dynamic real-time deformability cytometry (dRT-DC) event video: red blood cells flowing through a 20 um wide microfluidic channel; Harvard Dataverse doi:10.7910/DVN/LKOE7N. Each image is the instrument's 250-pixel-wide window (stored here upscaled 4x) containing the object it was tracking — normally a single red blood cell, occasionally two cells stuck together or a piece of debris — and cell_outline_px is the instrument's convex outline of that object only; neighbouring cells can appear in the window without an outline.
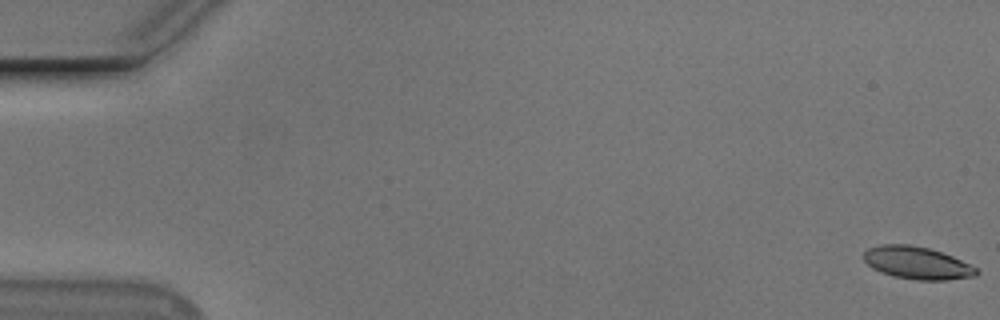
{"species": "Egyptian fruit bat (a non-hibernating species)", "species_latin": "Rousettus aegyptiacus", "temperature_condition": "cold", "stored_images_in_passage": 34, "camera_frame_rate_fps": 3000, "um_per_image_px": 0.085, "animal": {"sex": "male"}, "frame": {"image": 1, "passage_image": 1, "time_ms": 0.0, "image_size_px": [1000, 320], "cell_outline_px": [[980, 272], [976, 276], [948, 280], [916, 280], [892, 276], [880, 272], [872, 268], [864, 260], [864, 252], [868, 248], [880, 244], [908, 244], [928, 248], [952, 256], [976, 268]], "centroid_in_image_um": [77.93, 22.35], "position_along_channel_um": 7.1, "area_um2": 21.33}}
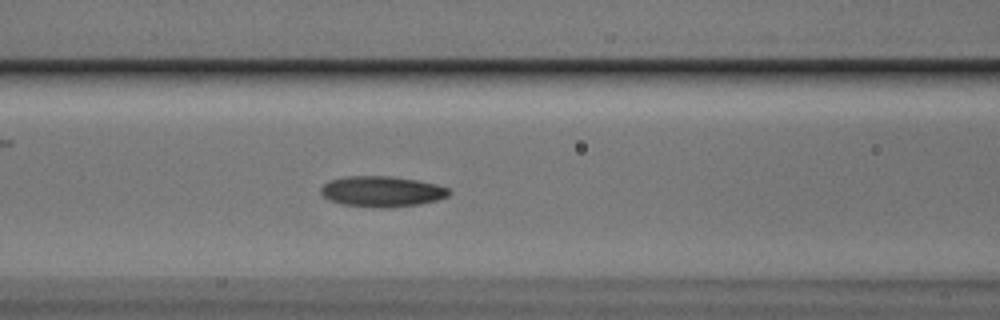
{"frame": {"image": 2, "passage_image": 24, "time_ms": 7.667, "image_size_px": [1000, 320], "cell_outline_px": [[452, 192], [448, 196], [436, 200], [420, 204], [380, 208], [376, 208], [340, 204], [328, 200], [320, 192], [320, 188], [328, 180], [348, 176], [392, 176], [416, 180], [436, 184], [448, 188]], "centroid_in_image_um": [32.43, 16.27], "position_along_channel_um": 134.2, "area_um2": 23.0}}
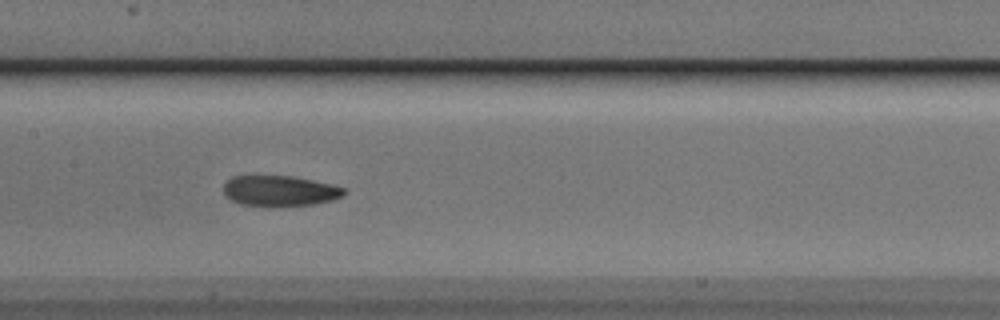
{"frame": {"image": 3, "passage_image": 28, "time_ms": 9.0, "image_size_px": [1000, 320], "cell_outline_px": [[344, 196], [332, 200], [312, 204], [272, 208], [268, 208], [240, 204], [224, 196], [224, 184], [232, 176], [292, 176], [332, 184], [344, 188]], "centroid_in_image_um": [23.75, 16.25], "position_along_channel_um": 183.6, "area_um2": 21.85}}